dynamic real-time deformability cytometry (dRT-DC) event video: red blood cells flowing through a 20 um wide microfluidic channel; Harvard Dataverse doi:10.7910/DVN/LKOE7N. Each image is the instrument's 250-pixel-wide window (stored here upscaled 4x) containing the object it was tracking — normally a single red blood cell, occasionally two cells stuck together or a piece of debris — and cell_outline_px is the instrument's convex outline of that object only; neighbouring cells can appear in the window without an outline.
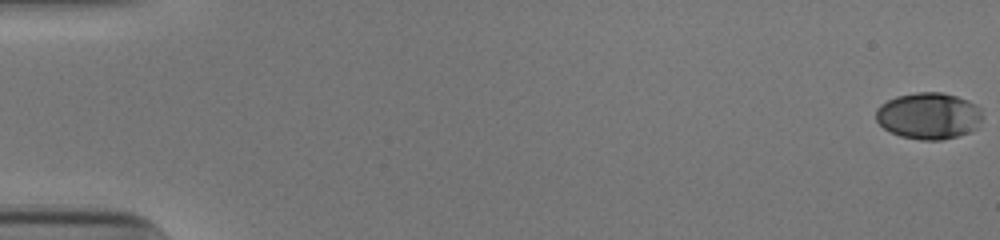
{"species": "human", "species_latin": "Homo sapiens", "temperature_condition": "cold", "stored_images_in_passage": 55, "camera_frame_rate_fps": 3000, "um_per_image_px": 0.085, "donor": {"sex": "male"}, "frame": {"image": 1, "passage_image": 1, "time_ms": 0.0, "image_size_px": [1000, 240], "cell_outline_px": [[980, 120], [976, 128], [972, 132], [940, 140], [920, 140], [900, 136], [884, 128], [876, 120], [876, 108], [880, 104], [896, 96], [916, 92], [940, 92], [956, 96], [968, 100], [976, 104], [980, 108]], "centroid_in_image_um": [78.92, 9.84], "position_along_channel_um": 6.1, "area_um2": 28.9}}
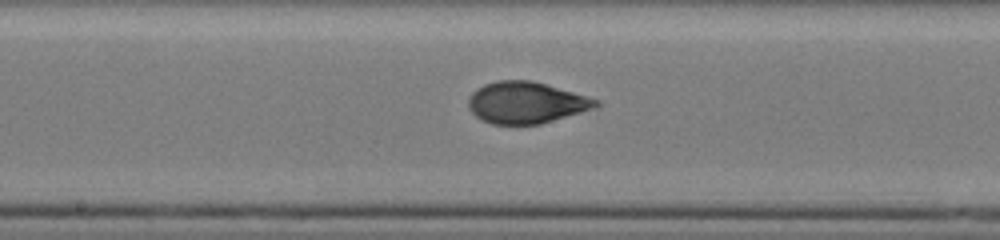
{"frame": {"image": 2, "passage_image": 30, "time_ms": 9.667, "image_size_px": [1000, 240], "cell_outline_px": [[600, 104], [580, 112], [540, 124], [492, 124], [480, 120], [468, 108], [468, 100], [472, 92], [484, 84], [500, 80], [532, 80], [572, 92], [596, 100]], "centroid_in_image_um": [44.63, 8.72], "position_along_channel_um": 203.6, "area_um2": 30.35}}
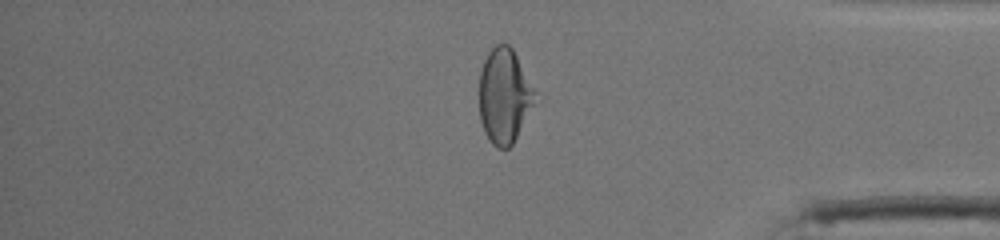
{"frame": {"image": 3, "passage_image": 46, "time_ms": 15.0, "image_size_px": [1000, 240], "cell_outline_px": [[536, 92], [532, 104], [512, 144], [508, 148], [496, 148], [488, 140], [484, 132], [480, 120], [480, 72], [484, 60], [488, 52], [496, 44], [508, 44], [512, 48]], "centroid_in_image_um": [42.82, 8.14], "position_along_channel_um": 392.4, "area_um2": 30.11}}